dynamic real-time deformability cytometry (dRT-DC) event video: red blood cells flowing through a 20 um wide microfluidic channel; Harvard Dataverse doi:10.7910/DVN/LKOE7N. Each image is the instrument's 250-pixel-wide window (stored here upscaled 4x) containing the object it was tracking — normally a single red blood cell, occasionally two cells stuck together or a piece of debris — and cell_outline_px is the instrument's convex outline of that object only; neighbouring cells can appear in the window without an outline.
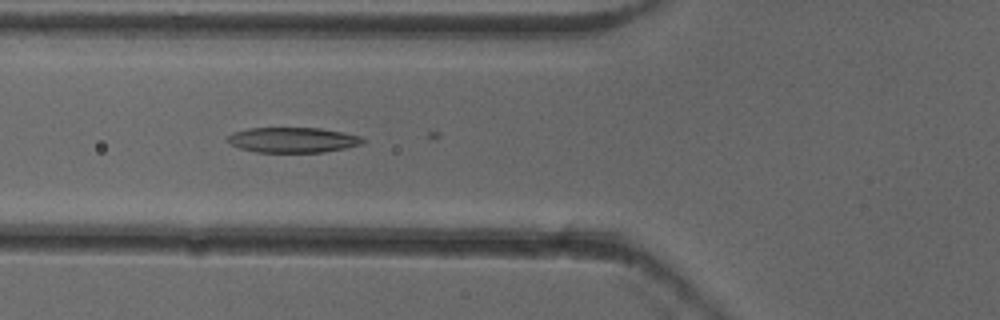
{"species": "common noctule bat (a hibernating species)", "species_latin": "Nyctalus noctula", "temperature_condition": "cold", "stored_images_in_passage": 18, "camera_frame_rate_fps": 3000, "um_per_image_px": 0.085, "animal": {"sex": "female"}, "frame": {"image": 1, "passage_image": 13, "time_ms": 4.0, "image_size_px": [1000, 320], "cell_outline_px": [[364, 144], [324, 152], [256, 152], [240, 148], [232, 144], [228, 140], [228, 136], [232, 132], [248, 128], [320, 128], [344, 132], [360, 136], [364, 140]], "centroid_in_image_um": [24.91, 11.89], "position_along_channel_um": 100.9, "area_um2": 19.83}}
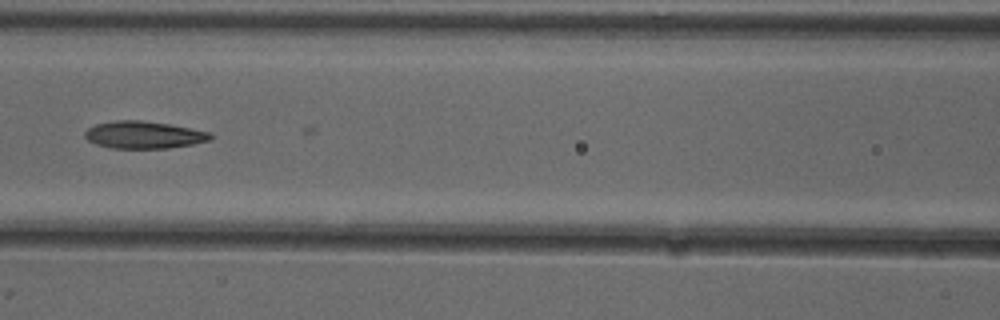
{"frame": {"image": 2, "passage_image": 17, "time_ms": 5.333, "image_size_px": [1000, 320], "cell_outline_px": [[216, 136], [212, 140], [192, 144], [168, 148], [112, 148], [96, 144], [88, 140], [84, 136], [84, 132], [88, 128], [96, 124], [116, 120], [140, 120], [168, 124], [212, 132]], "centroid_in_image_um": [12.27, 11.46], "position_along_channel_um": 154.3, "area_um2": 20.06}}